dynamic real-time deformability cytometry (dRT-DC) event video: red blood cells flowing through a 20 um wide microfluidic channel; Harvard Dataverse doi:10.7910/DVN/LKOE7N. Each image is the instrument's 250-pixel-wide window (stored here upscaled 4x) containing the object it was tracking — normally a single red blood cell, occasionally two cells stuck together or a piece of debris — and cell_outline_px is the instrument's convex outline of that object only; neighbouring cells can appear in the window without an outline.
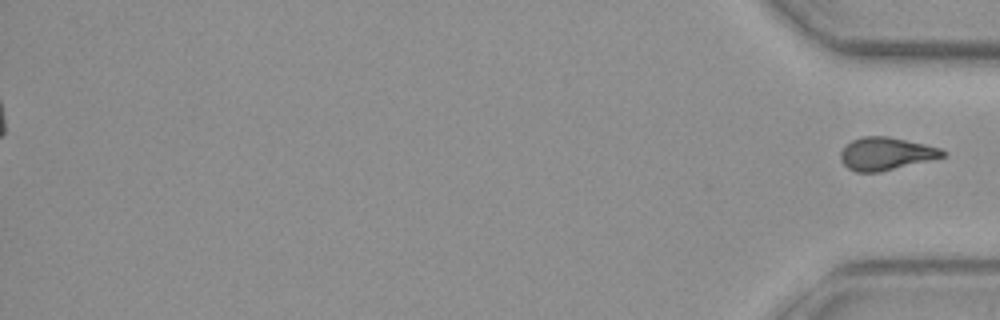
{"species": "common noctule bat (a hibernating species)", "species_latin": "Nyctalus noctula", "temperature_condition": "warm", "stored_images_in_passage": 55, "segment_of_instrument_passage": [2, 2], "camera_frame_rate_fps": 3000, "um_per_image_px": 0.085, "animal": {"sex": "female", "body_mass_g": 29.2, "forearm_length_mm": 56.3}, "frame": {"image": 1, "passage_image": 55, "time_ms": 18.0, "image_size_px": [1000, 320], "cell_outline_px": [[948, 156], [880, 172], [856, 172], [848, 168], [840, 160], [840, 152], [852, 140], [864, 136], [888, 136], [924, 144], [940, 148], [948, 152]], "centroid_in_image_um": [75.34, 13.07], "position_along_channel_um": 359.9, "area_um2": 19.54}}